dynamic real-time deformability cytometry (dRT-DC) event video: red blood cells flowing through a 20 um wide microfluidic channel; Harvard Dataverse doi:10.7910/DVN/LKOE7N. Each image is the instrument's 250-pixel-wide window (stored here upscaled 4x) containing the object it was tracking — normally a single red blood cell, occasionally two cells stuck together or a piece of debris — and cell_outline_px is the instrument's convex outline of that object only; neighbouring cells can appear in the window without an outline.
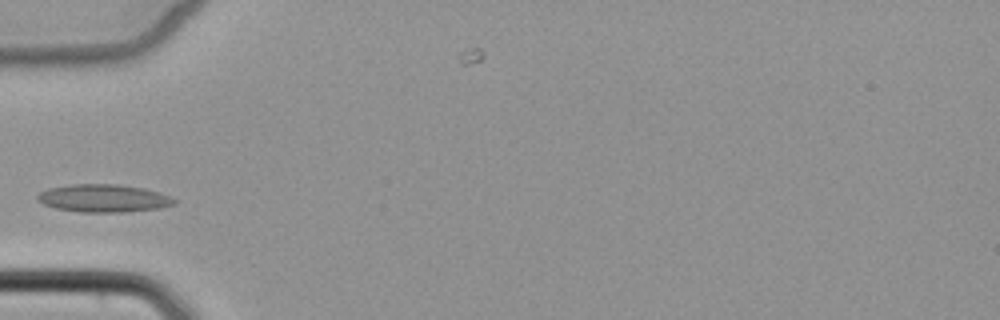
{"species": "common noctule bat (a hibernating species)", "species_latin": "Nyctalus noctula", "temperature_condition": "cold", "stored_images_in_passage": 3, "camera_frame_rate_fps": 3000, "um_per_image_px": 0.085, "animal": {"sex": "female", "body_mass_g": 22.7, "forearm_length_mm": 54.2}, "frame": {"image": 1, "passage_image": 2, "time_ms": 1.0, "image_size_px": [1000, 320], "cell_outline_px": [[176, 204], [160, 208], [124, 212], [80, 212], [56, 208], [44, 204], [36, 200], [36, 196], [40, 192], [48, 188], [68, 184], [116, 184], [144, 188], [160, 192], [176, 200]], "centroid_in_image_um": [8.79, 16.85], "position_along_channel_um": 76.2, "area_um2": 22.25}}